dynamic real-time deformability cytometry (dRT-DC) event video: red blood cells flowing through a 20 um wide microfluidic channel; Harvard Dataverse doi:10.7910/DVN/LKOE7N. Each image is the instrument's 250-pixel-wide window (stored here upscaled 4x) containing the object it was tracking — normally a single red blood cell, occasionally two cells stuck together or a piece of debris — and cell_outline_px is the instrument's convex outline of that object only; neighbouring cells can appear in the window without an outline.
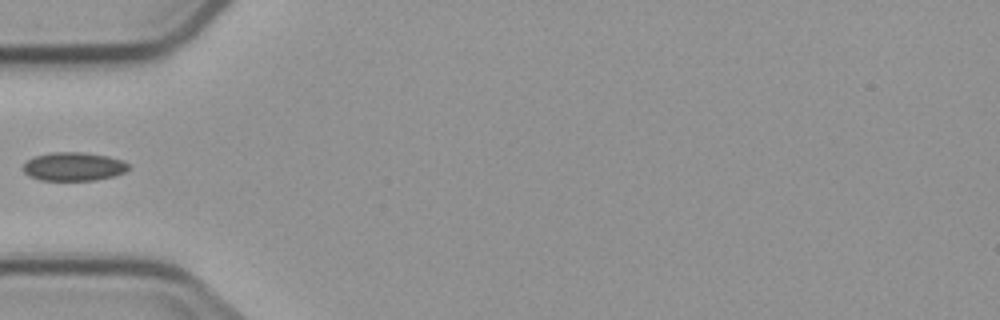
{"species": "common noctule bat (a hibernating species)", "species_latin": "Nyctalus noctula", "temperature_condition": "cold", "stored_images_in_passage": 6, "camera_frame_rate_fps": 3000, "um_per_image_px": 0.085, "animal": {"sex": "male", "body_mass_g": 23.1, "forearm_length_mm": 52.7}, "frame": {"image": 1, "passage_image": 6, "time_ms": 5.667, "image_size_px": [1000, 320], "cell_outline_px": [[128, 168], [124, 172], [116, 176], [96, 180], [40, 180], [28, 176], [24, 172], [24, 164], [28, 160], [36, 156], [52, 152], [84, 152], [108, 156], [124, 160], [128, 164]], "centroid_in_image_um": [6.28, 14.16], "position_along_channel_um": 78.7, "area_um2": 17.57}}